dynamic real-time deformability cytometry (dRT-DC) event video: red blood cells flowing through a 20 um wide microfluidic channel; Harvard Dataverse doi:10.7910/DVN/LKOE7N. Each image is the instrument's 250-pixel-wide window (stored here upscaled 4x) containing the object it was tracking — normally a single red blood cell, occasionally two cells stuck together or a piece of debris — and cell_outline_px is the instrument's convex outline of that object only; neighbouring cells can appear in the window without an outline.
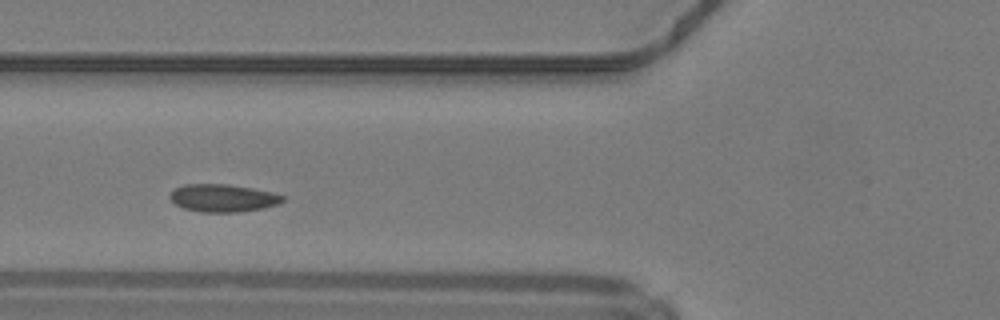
{"species": "common noctule bat (a hibernating species)", "species_latin": "Nyctalus noctula", "temperature_condition": "warm", "stored_images_in_passage": 37, "camera_frame_rate_fps": 3000, "um_per_image_px": 0.085, "animal": {"sex": "male", "body_mass_g": 19.2, "forearm_length_mm": 51.8}, "frame": {"image": 1, "passage_image": 6, "time_ms": 1.667, "image_size_px": [1000, 320], "cell_outline_px": [[284, 200], [276, 204], [264, 208], [236, 212], [200, 212], [184, 208], [176, 204], [168, 196], [176, 188], [184, 184], [228, 184], [252, 188], [272, 192], [284, 196]], "centroid_in_image_um": [18.94, 16.83], "position_along_channel_um": 106.9, "area_um2": 18.03}, "authors_computed_cell_mechanics": {"area_um2": 17.6868, "velocity_mm_per_s": 4.1588, "shape_relaxation_time_tau1_ms": 1.4288, "shape_relaxation_time_tau2_ms": null, "deformation_change_tau1": 0.0679, "deformation_change_tau2": null}}